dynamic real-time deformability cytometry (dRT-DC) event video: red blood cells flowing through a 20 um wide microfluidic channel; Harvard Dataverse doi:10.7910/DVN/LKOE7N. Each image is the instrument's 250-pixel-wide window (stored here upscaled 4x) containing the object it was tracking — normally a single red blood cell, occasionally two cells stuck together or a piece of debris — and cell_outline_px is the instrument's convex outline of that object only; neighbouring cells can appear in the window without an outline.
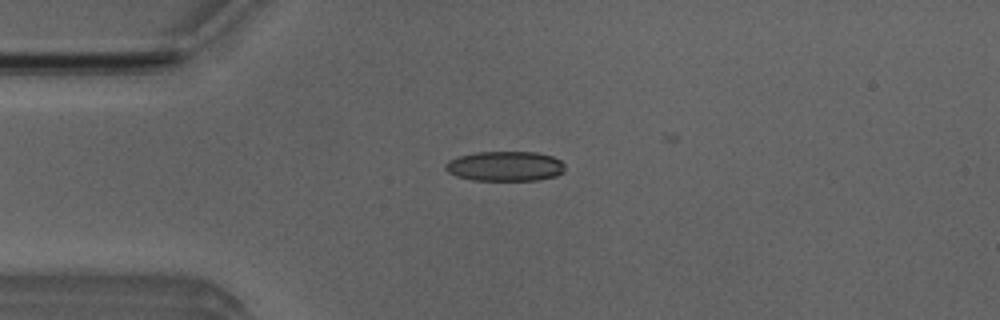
{"species": "Egyptian fruit bat (a non-hibernating species)", "species_latin": "Rousettus aegyptiacus", "temperature_condition": "room temperature", "stored_images_in_passage": 22, "camera_frame_rate_fps": 3000, "um_per_image_px": 0.085, "animal": {"sex": "male"}, "frame": {"image": 1, "passage_image": 12, "time_ms": 3.667, "image_size_px": [1000, 320], "cell_outline_px": [[564, 172], [556, 176], [540, 180], [472, 180], [456, 176], [448, 172], [444, 168], [444, 164], [448, 160], [460, 156], [476, 152], [536, 152], [552, 156], [560, 160], [564, 164]], "centroid_in_image_um": [42.93, 14.13], "position_along_channel_um": 42.1, "area_um2": 20.92}}